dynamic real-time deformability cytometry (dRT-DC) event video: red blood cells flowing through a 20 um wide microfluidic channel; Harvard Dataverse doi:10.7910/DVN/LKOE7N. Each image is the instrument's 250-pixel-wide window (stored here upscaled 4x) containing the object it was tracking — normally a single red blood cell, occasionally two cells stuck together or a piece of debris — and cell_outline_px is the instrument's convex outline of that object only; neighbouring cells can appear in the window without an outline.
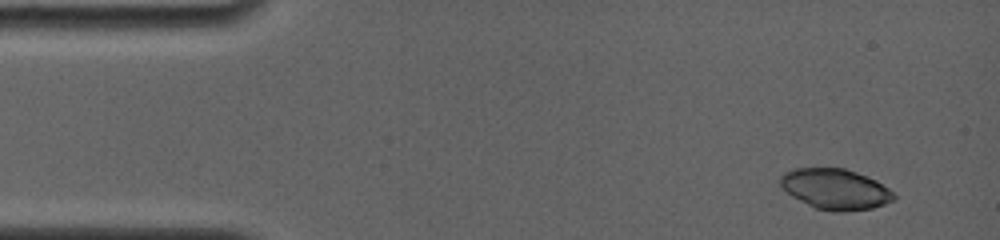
{"species": "common noctule bat (a hibernating species)", "species_latin": "Nyctalus noctula", "temperature_condition": "room temperature", "stored_images_in_passage": 6, "camera_frame_rate_fps": 4000, "um_per_image_px": 0.085, "animal": {"sex": "female", "body_mass_g": 19.0, "forearm_length_mm": 56.7}, "frame": {"image": 1, "passage_image": 1, "time_ms": 0.0, "image_size_px": [1000, 240], "cell_outline_px": [[896, 200], [872, 208], [844, 212], [832, 212], [816, 208], [792, 196], [780, 188], [780, 176], [784, 172], [792, 168], [844, 168], [856, 172], [876, 180], [888, 188], [896, 196]], "centroid_in_image_um": [70.99, 16.07], "position_along_channel_um": 14.0, "area_um2": 26.99}}
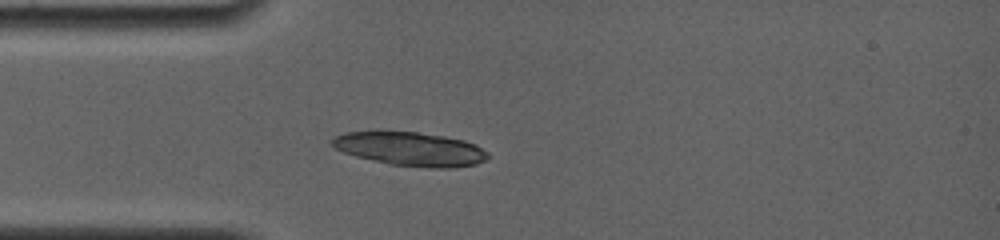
{"frame": {"image": 2, "passage_image": 6, "time_ms": 3.25, "image_size_px": [1000, 240], "cell_outline_px": [[488, 160], [476, 164], [456, 168], [432, 168], [392, 164], [372, 160], [356, 156], [344, 152], [336, 148], [332, 144], [332, 140], [336, 136], [348, 132], [376, 128], [416, 132], [444, 136], [464, 140], [476, 144], [488, 152]], "centroid_in_image_um": [34.89, 12.63], "position_along_channel_um": 50.1, "area_um2": 31.39}}